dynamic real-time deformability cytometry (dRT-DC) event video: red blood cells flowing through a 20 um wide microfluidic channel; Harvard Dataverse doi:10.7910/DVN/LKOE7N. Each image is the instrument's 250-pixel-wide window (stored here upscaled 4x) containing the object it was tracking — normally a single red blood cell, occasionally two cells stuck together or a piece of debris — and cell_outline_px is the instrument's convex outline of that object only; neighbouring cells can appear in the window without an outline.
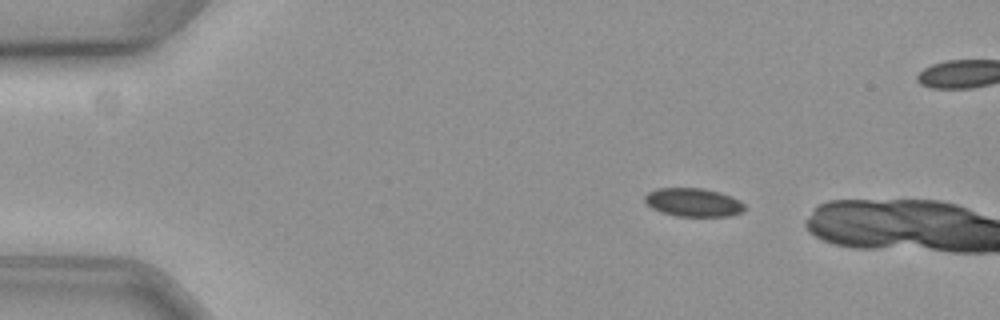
{"species": "common noctule bat (a hibernating species)", "species_latin": "Nyctalus noctula", "temperature_condition": "cold", "stored_images_in_passage": 12, "camera_frame_rate_fps": 3000, "um_per_image_px": 0.085, "animal": {"sex": "female", "body_mass_g": 19.3, "forearm_length_mm": 54.1}, "frame": {"image": 1, "passage_image": 9, "time_ms": 2.667, "image_size_px": [1000, 320], "cell_outline_px": [[744, 212], [732, 216], [676, 216], [652, 208], [644, 200], [644, 196], [648, 192], [656, 188], [704, 188], [720, 192], [740, 200], [744, 204]], "centroid_in_image_um": [58.96, 17.19], "position_along_channel_um": 26.0, "area_um2": 16.59}}